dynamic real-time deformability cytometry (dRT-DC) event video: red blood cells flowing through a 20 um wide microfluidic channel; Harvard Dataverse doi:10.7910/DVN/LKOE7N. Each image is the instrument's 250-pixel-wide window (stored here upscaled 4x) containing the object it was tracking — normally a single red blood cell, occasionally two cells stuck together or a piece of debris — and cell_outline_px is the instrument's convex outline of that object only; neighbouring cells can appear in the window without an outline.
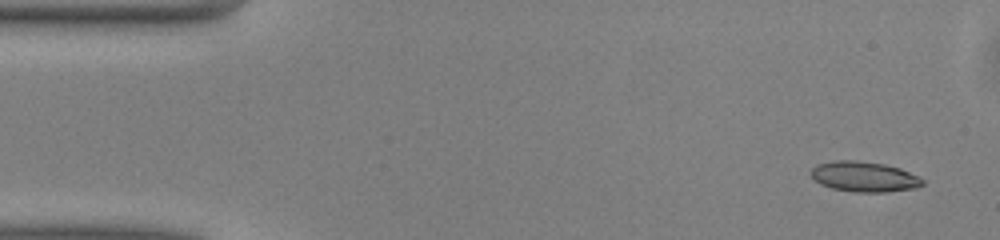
{"species": "common noctule bat (a hibernating species)", "species_latin": "Nyctalus noctula", "temperature_condition": "warm", "stored_images_in_passage": 13, "camera_frame_rate_fps": 3000, "um_per_image_px": 0.085, "animal": {"sex": "male", "body_mass_g": 13.0, "forearm_length_mm": 53.1}, "frame": {"image": 1, "passage_image": 3, "time_ms": 0.667, "image_size_px": [1000, 240], "cell_outline_px": [[924, 184], [916, 188], [884, 192], [856, 192], [832, 188], [820, 184], [812, 176], [812, 168], [816, 164], [832, 160], [856, 160], [884, 164], [900, 168], [924, 180]], "centroid_in_image_um": [73.44, 15.01], "position_along_channel_um": 11.6, "area_um2": 19.59}}